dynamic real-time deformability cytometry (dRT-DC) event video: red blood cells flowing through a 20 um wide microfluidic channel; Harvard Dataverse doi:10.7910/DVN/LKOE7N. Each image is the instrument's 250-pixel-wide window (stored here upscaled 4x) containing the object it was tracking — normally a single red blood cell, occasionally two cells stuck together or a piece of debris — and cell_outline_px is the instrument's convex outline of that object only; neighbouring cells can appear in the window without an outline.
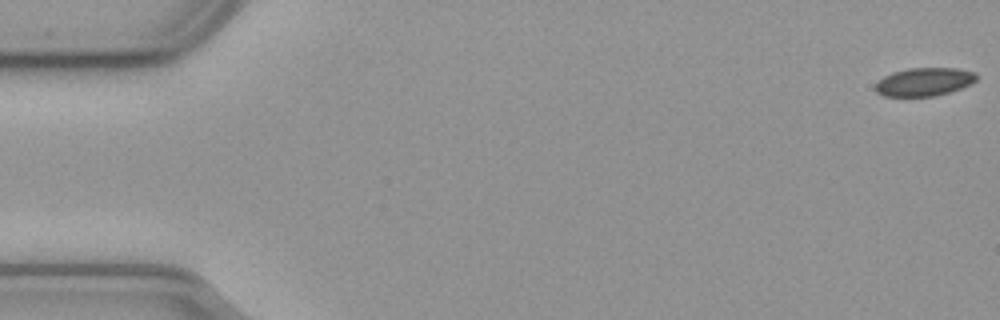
{"species": "common noctule bat (a hibernating species)", "species_latin": "Nyctalus noctula", "temperature_condition": "cold", "stored_images_in_passage": 56, "camera_frame_rate_fps": 3000, "um_per_image_px": 0.085, "animal": {"sex": "male", "body_mass_g": 23.1, "forearm_length_mm": 52.7}, "frame": {"image": 1, "passage_image": 1, "time_ms": 0.0, "image_size_px": [1000, 320], "cell_outline_px": [[976, 80], [972, 84], [948, 92], [932, 96], [884, 96], [876, 92], [876, 80], [892, 72], [908, 68], [956, 68], [976, 72]], "centroid_in_image_um": [78.54, 6.94], "position_along_channel_um": 6.5, "area_um2": 16.65}}
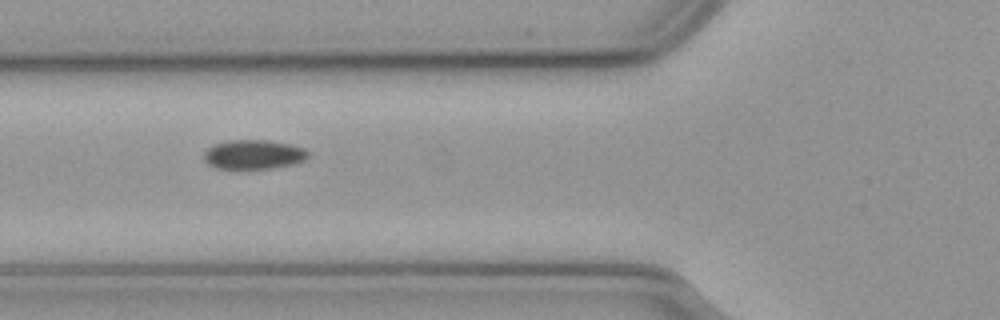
{"frame": {"image": 2, "passage_image": 21, "time_ms": 6.667, "image_size_px": [1000, 320], "cell_outline_px": [[308, 156], [304, 160], [292, 164], [272, 168], [216, 168], [208, 164], [204, 160], [204, 152], [208, 148], [216, 144], [228, 140], [268, 140], [292, 144], [304, 148], [308, 152]], "centroid_in_image_um": [21.56, 13.12], "position_along_channel_um": 104.2, "area_um2": 17.69}}
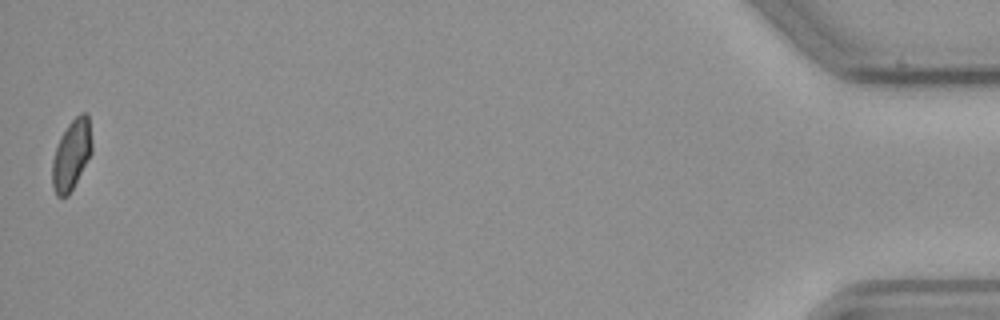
{"frame": {"image": 3, "passage_image": 56, "time_ms": 18.333, "image_size_px": [1000, 320], "cell_outline_px": [[92, 152], [68, 196], [56, 196], [52, 184], [52, 160], [60, 136], [68, 124], [80, 112], [88, 112], [92, 144]], "centroid_in_image_um": [6.08, 13.12], "position_along_channel_um": 429.1, "area_um2": 16.18}, "authors_computed_cell_mechanics": {"area_um2": 17.4556, "velocity_mm_per_s": 3.662, "shape_relaxation_time_tau1_ms": 5.0435, "shape_relaxation_time_tau2_ms": null, "deformation_change_tau1": 0.057, "deformation_change_tau2": null}}